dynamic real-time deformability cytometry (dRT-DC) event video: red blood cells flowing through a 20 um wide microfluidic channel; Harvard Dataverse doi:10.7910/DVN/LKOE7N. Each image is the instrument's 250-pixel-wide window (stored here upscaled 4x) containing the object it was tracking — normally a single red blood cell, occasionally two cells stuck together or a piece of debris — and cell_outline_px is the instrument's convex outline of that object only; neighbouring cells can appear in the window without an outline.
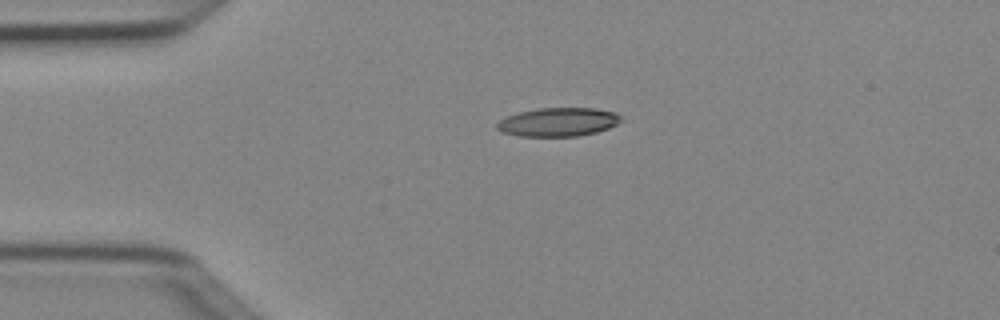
{"species": "Egyptian fruit bat (a non-hibernating species)", "species_latin": "Rousettus aegyptiacus", "temperature_condition": "cold", "stored_images_in_passage": 3, "camera_frame_rate_fps": 3000, "um_per_image_px": 0.085, "animal": {"sex": "female"}, "frame": {"image": 1, "passage_image": 1, "time_ms": 0.0, "image_size_px": [1000, 320], "cell_outline_px": [[624, 120], [608, 128], [596, 132], [576, 136], [520, 136], [504, 132], [496, 128], [496, 124], [500, 120], [508, 116], [520, 112], [540, 108], [596, 108], [616, 112]], "centroid_in_image_um": [47.49, 10.36], "position_along_channel_um": 37.5, "area_um2": 20.58}}
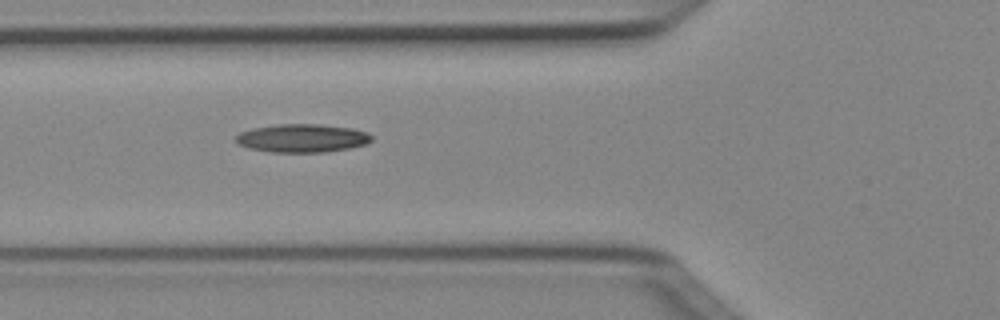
{"frame": {"image": 2, "passage_image": 3, "time_ms": 0.667, "image_size_px": [1000, 320], "cell_outline_px": [[372, 140], [364, 144], [348, 148], [324, 152], [272, 152], [248, 148], [240, 144], [236, 140], [236, 136], [240, 132], [252, 128], [280, 124], [316, 124], [352, 128], [368, 132], [372, 136]], "centroid_in_image_um": [25.69, 11.74], "position_along_channel_um": 100.1, "area_um2": 22.2}}